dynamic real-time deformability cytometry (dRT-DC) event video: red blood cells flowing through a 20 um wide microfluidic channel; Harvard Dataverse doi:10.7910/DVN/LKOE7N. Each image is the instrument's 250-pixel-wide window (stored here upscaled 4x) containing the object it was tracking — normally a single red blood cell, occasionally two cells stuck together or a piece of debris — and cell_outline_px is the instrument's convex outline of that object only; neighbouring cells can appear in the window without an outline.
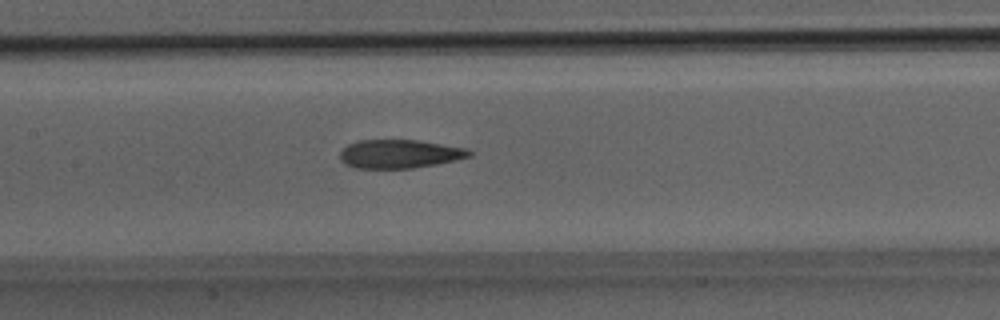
{"species": "Egyptian fruit bat (a non-hibernating species)", "species_latin": "Rousettus aegyptiacus", "temperature_condition": "room temperature", "stored_images_in_passage": 27, "camera_frame_rate_fps": 3000, "um_per_image_px": 0.085, "animal": {"sex": "male"}, "frame": {"image": 1, "passage_image": 16, "time_ms": 5.0, "image_size_px": [1000, 320], "cell_outline_px": [[476, 152], [472, 156], [456, 160], [436, 164], [412, 168], [352, 168], [344, 164], [340, 160], [340, 152], [348, 144], [360, 140], [416, 140], [468, 148]], "centroid_in_image_um": [33.99, 13.08], "position_along_channel_um": 173.4, "area_um2": 21.73}}